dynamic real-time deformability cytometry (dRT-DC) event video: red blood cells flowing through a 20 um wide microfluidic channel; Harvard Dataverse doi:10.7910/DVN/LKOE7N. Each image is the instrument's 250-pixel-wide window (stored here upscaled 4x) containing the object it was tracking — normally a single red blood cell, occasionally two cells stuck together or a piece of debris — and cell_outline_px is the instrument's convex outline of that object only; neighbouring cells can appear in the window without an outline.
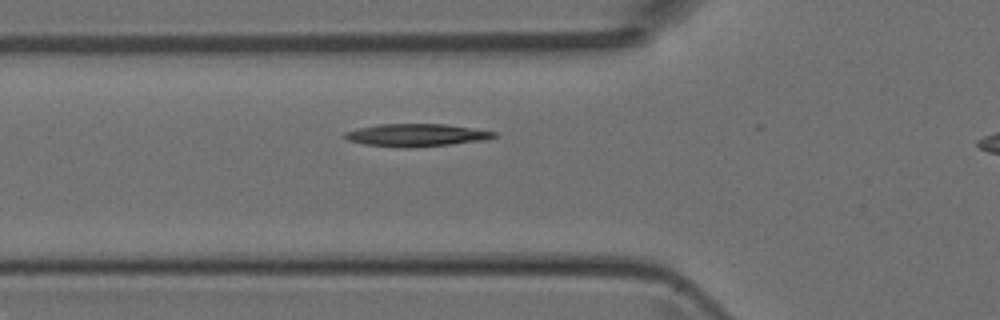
{"species": "Egyptian fruit bat (a non-hibernating species)", "species_latin": "Rousettus aegyptiacus", "temperature_condition": "room temperature", "stored_images_in_passage": 21, "camera_frame_rate_fps": 3000, "um_per_image_px": 0.085, "animal": {"sex": "female"}, "frame": {"image": 1, "passage_image": 3, "time_ms": 0.667, "image_size_px": [1000, 320], "cell_outline_px": [[500, 136], [488, 140], [412, 148], [400, 148], [364, 144], [348, 140], [344, 136], [344, 132], [360, 128], [380, 124], [444, 124], [472, 128], [496, 132]], "centroid_in_image_um": [35.44, 11.49], "position_along_channel_um": 90.4, "area_um2": 19.77}}
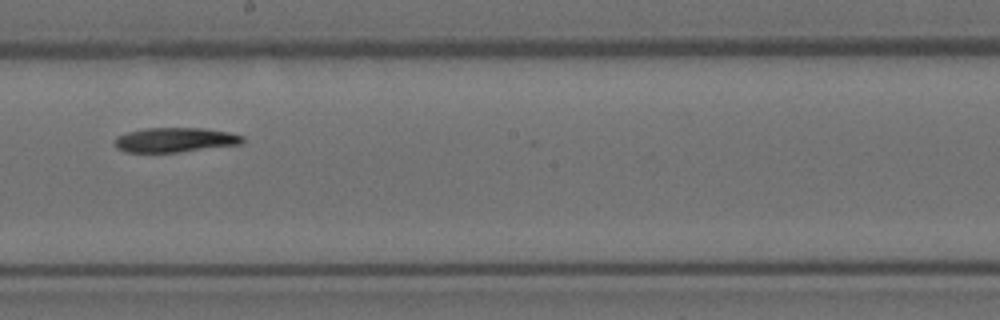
{"frame": {"image": 2, "passage_image": 13, "time_ms": 4.0, "image_size_px": [1000, 320], "cell_outline_px": [[244, 144], [176, 152], [124, 152], [116, 148], [112, 140], [116, 136], [128, 132], [144, 128], [204, 128], [228, 132], [244, 136]], "centroid_in_image_um": [14.85, 11.89], "position_along_channel_um": 233.3, "area_um2": 18.5}}
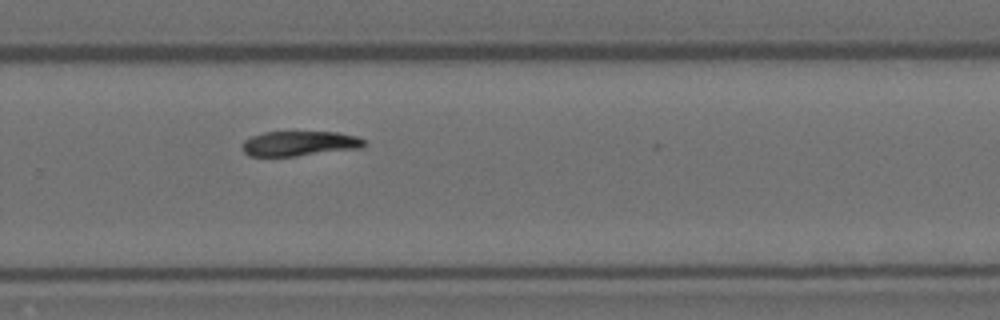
{"frame": {"image": 3, "passage_image": 18, "time_ms": 5.667, "image_size_px": [1000, 320], "cell_outline_px": [[368, 144], [364, 148], [296, 156], [248, 156], [240, 148], [240, 144], [244, 140], [252, 136], [264, 132], [336, 132], [356, 136], [364, 140]], "centroid_in_image_um": [25.45, 12.21], "position_along_channel_um": 304.3, "area_um2": 17.98}}